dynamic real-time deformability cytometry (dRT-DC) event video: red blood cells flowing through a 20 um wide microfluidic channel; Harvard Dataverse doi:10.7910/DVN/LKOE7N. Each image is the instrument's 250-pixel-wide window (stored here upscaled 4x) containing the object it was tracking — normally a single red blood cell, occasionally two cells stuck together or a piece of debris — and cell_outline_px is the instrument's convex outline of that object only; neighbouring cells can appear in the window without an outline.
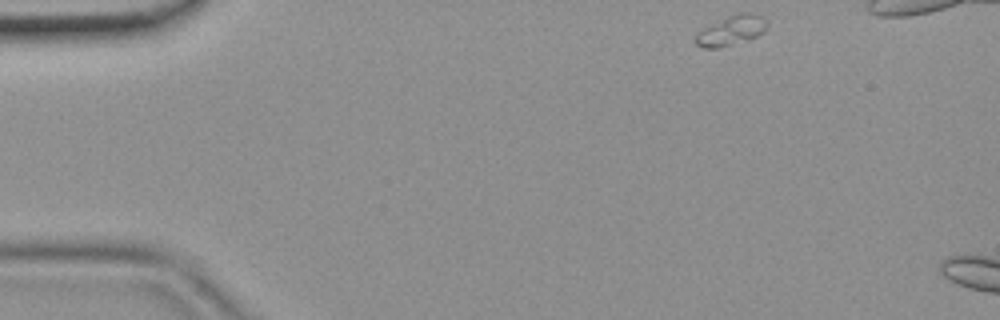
{"species": "common noctule bat (a hibernating species)", "species_latin": "Nyctalus noctula", "temperature_condition": "room temperature", "stored_images_in_passage": 4, "camera_frame_rate_fps": 3000, "um_per_image_px": 0.085, "animal": {"sex": "female", "body_mass_g": 19.9}, "frame": {"image": 1, "passage_image": 1, "time_ms": 0.0, "image_size_px": [1000, 320], "cell_outline_px": [[768, 24], [764, 32], [748, 40], [720, 48], [704, 48], [696, 44], [696, 36], [700, 32], [740, 12], [752, 12], [764, 16], [768, 20]], "centroid_in_image_um": [62.28, 2.6], "position_along_channel_um": 22.7, "area_um2": 11.96}}